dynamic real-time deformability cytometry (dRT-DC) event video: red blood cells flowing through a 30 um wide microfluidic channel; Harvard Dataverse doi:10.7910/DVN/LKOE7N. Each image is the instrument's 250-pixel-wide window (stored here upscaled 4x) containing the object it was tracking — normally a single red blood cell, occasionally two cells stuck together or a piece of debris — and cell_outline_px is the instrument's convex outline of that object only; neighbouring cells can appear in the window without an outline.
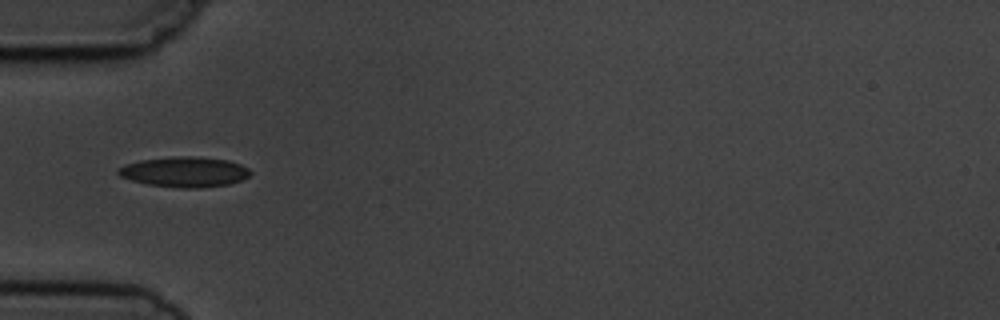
{"species": "common noctule bat (a hibernating species)", "species_latin": "Nyctalus noctula", "temperature_condition": "cold", "stored_images_in_passage": 8, "camera_frame_rate_fps": 3000, "um_per_image_px": 0.085, "animal": {"sex": "male", "body_mass_g": 19.5, "forearm_length_mm": 54.6}, "frame": {"image": 1, "passage_image": 6, "time_ms": 5.667, "image_size_px": [1000, 320], "cell_outline_px": [[252, 172], [248, 176], [240, 180], [228, 184], [200, 188], [180, 188], [148, 184], [132, 180], [120, 176], [116, 172], [116, 168], [124, 164], [140, 160], [172, 156], [192, 156], [228, 160], [240, 164], [248, 168]], "centroid_in_image_um": [15.65, 14.6], "position_along_channel_um": 69.3, "area_um2": 23.35}}
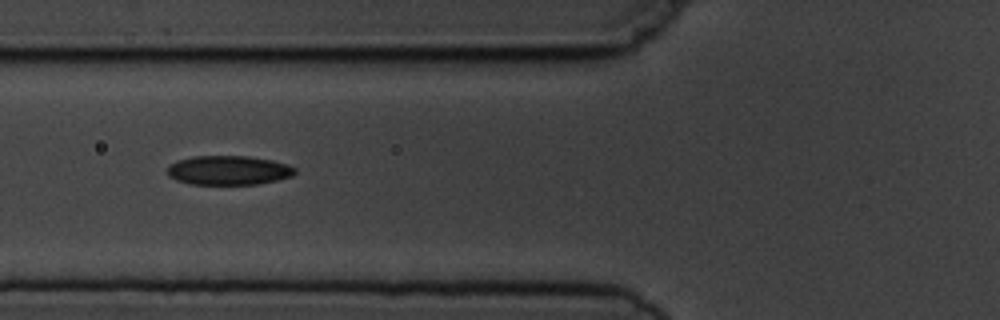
{"frame": {"image": 2, "passage_image": 7, "time_ms": 6.667, "image_size_px": [1000, 320], "cell_outline_px": [[296, 172], [292, 176], [276, 180], [256, 184], [188, 184], [176, 180], [168, 176], [168, 164], [176, 160], [192, 156], [248, 156], [272, 160], [288, 164], [296, 168]], "centroid_in_image_um": [19.4, 14.47], "position_along_channel_um": 106.4, "area_um2": 21.91}}
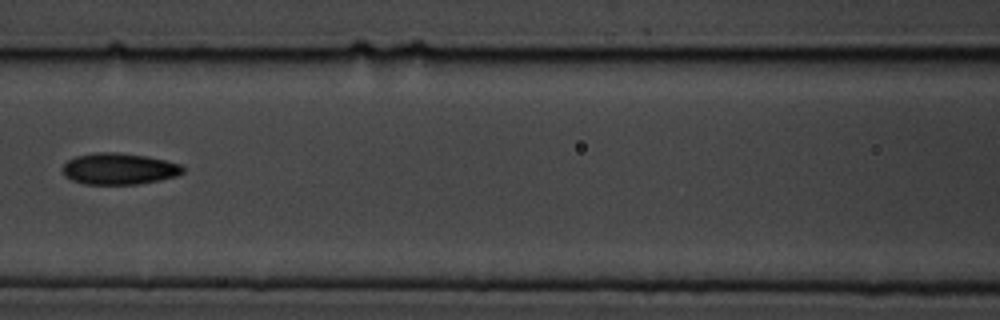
{"frame": {"image": 3, "passage_image": 8, "time_ms": 8.0, "image_size_px": [1000, 320], "cell_outline_px": [[184, 172], [176, 176], [160, 180], [136, 184], [84, 184], [72, 180], [64, 176], [60, 168], [68, 160], [76, 156], [96, 152], [120, 152], [148, 156], [180, 164], [184, 168]], "centroid_in_image_um": [10.09, 14.34], "position_along_channel_um": 156.5, "area_um2": 22.2}}